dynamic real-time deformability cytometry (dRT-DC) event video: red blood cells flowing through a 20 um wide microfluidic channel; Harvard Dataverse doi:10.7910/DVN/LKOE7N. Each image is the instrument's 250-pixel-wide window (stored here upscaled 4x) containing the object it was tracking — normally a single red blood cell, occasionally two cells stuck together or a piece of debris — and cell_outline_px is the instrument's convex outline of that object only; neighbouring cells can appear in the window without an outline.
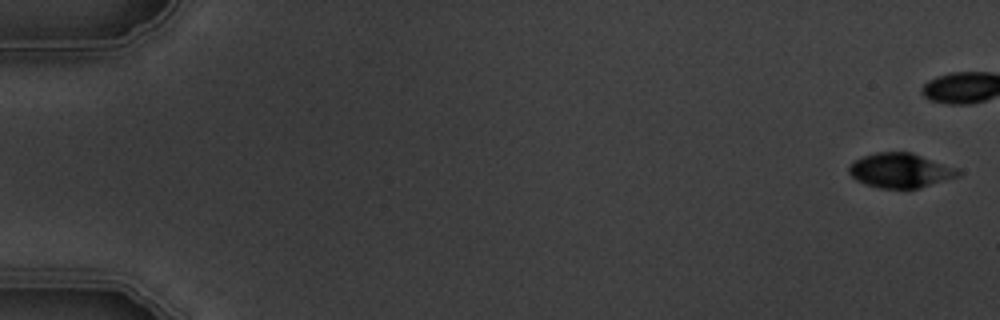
{"species": "common noctule bat (a hibernating species)", "species_latin": "Nyctalus noctula", "temperature_condition": "warm", "stored_images_in_passage": 9, "camera_frame_rate_fps": 3000, "um_per_image_px": 0.085, "animal": {"sex": "male", "body_mass_g": 19.5, "forearm_length_mm": 54.6}, "frame": {"image": 1, "passage_image": 1, "time_ms": 0.0, "image_size_px": [1000, 320], "cell_outline_px": [[960, 176], [920, 188], [880, 188], [864, 184], [856, 180], [848, 172], [848, 164], [852, 160], [876, 152], [912, 152], [956, 168], [960, 172]], "centroid_in_image_um": [76.49, 14.49], "position_along_channel_um": 8.5, "area_um2": 22.08}}
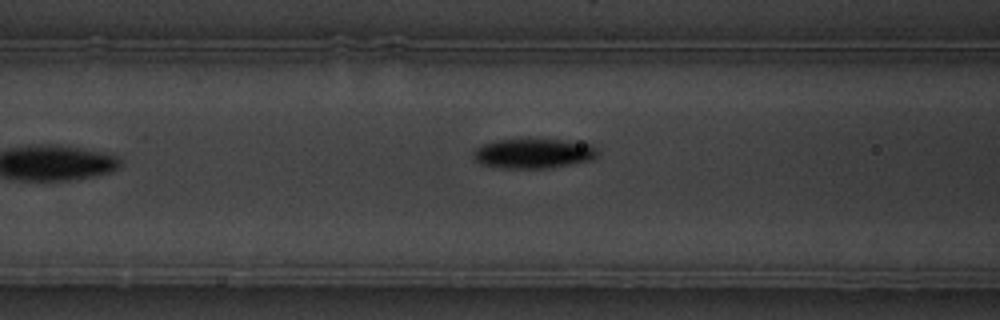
{"frame": {"image": 2, "passage_image": 8, "time_ms": 8.333, "image_size_px": [1000, 320], "cell_outline_px": [[600, 152], [592, 160], [548, 168], [500, 168], [480, 164], [472, 156], [472, 152], [476, 148], [484, 144], [496, 140], [560, 140], [592, 144]], "centroid_in_image_um": [45.34, 13.05], "position_along_channel_um": 121.3, "area_um2": 21.44}}